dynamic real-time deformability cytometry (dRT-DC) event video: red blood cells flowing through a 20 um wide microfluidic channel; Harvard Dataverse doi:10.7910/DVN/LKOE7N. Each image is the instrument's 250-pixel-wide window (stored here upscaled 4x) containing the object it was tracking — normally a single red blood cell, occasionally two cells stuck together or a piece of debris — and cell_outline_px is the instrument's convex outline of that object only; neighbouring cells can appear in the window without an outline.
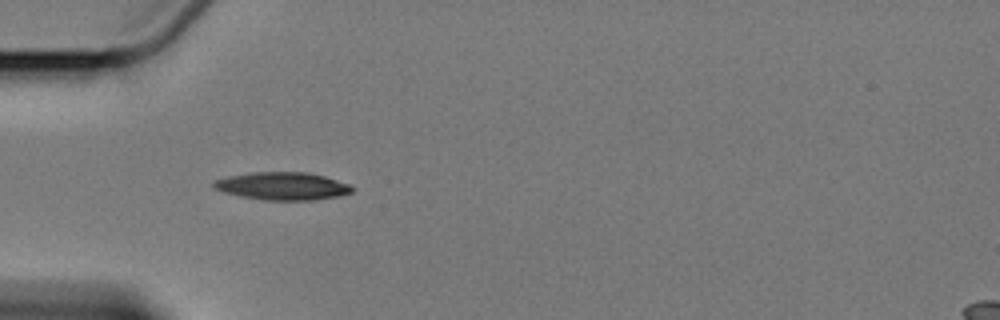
{"species": "Egyptian fruit bat (a non-hibernating species)", "species_latin": "Rousettus aegyptiacus", "temperature_condition": "cold", "stored_images_in_passage": 5, "camera_frame_rate_fps": 3000, "um_per_image_px": 0.085, "animal": {"sex": "female"}, "frame": {"image": 1, "passage_image": 5, "time_ms": 4.667, "image_size_px": [1000, 320], "cell_outline_px": [[356, 188], [352, 192], [340, 196], [316, 200], [264, 200], [240, 196], [224, 192], [212, 188], [212, 180], [228, 176], [248, 172], [308, 172], [324, 176], [348, 184]], "centroid_in_image_um": [23.98, 15.81], "position_along_channel_um": 61.0, "area_um2": 22.66}}